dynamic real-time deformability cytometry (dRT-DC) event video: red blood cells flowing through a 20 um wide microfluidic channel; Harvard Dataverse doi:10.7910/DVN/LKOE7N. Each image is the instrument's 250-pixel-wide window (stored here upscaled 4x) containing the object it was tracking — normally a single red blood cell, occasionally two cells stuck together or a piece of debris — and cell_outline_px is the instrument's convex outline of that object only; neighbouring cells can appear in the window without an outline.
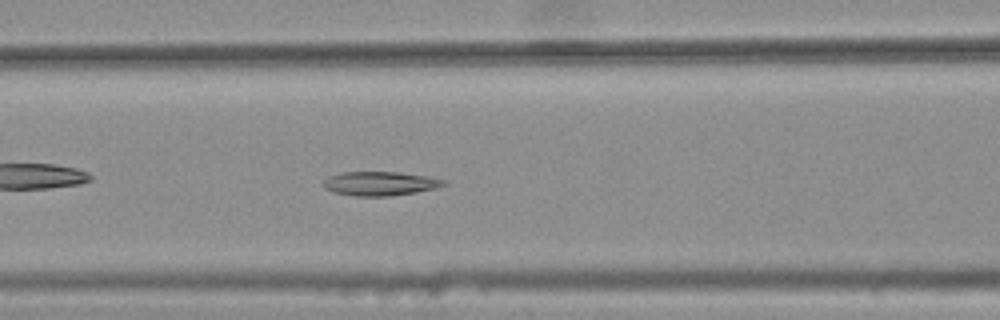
{"species": "common noctule bat (a hibernating species)", "species_latin": "Nyctalus noctula", "temperature_condition": "warm", "stored_images_in_passage": 29, "camera_frame_rate_fps": 3000, "um_per_image_px": 0.085, "animal": {"sex": "female", "body_mass_g": 25.1}, "frame": {"image": 1, "passage_image": 10, "time_ms": 3.0, "image_size_px": [1000, 320], "cell_outline_px": [[444, 184], [432, 188], [392, 196], [356, 196], [332, 192], [324, 188], [320, 184], [328, 176], [340, 172], [396, 172], [428, 176], [444, 180]], "centroid_in_image_um": [32.17, 15.59], "position_along_channel_um": 134.4, "area_um2": 16.7}}
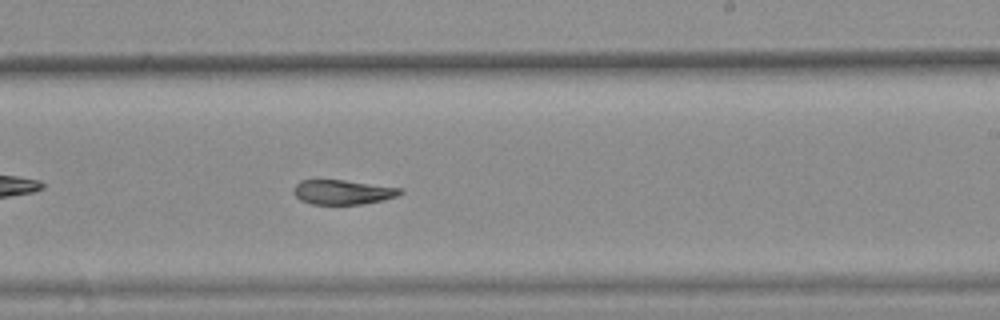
{"frame": {"image": 2, "passage_image": 20, "time_ms": 6.333, "image_size_px": [1000, 320], "cell_outline_px": [[404, 192], [396, 196], [384, 200], [360, 204], [312, 204], [300, 200], [292, 192], [292, 188], [300, 180], [344, 180], [400, 188]], "centroid_in_image_um": [29.09, 16.33], "position_along_channel_um": 259.9, "area_um2": 15.2}}
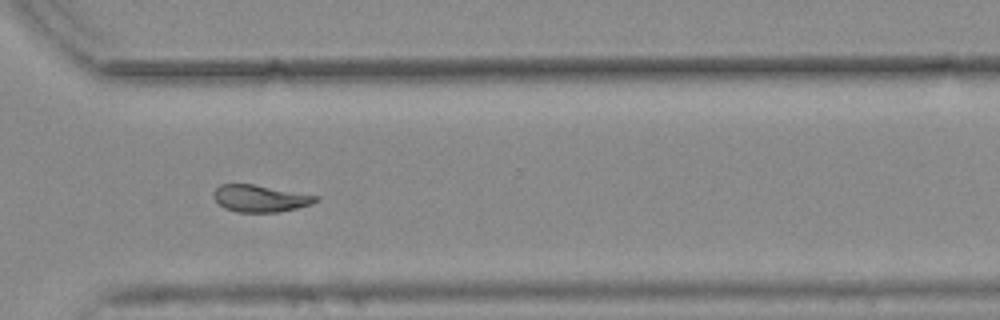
{"frame": {"image": 3, "passage_image": 27, "time_ms": 8.667, "image_size_px": [1000, 320], "cell_outline_px": [[320, 200], [312, 204], [296, 208], [276, 212], [236, 212], [224, 208], [212, 196], [212, 192], [220, 184], [252, 184], [320, 196]], "centroid_in_image_um": [22.11, 16.86], "position_along_channel_um": 348.5, "area_um2": 16.07}, "authors_computed_cell_mechanics": {"area_um2": 16.5886, "velocity_mm_per_s": 3.7762, "shape_relaxation_time_tau1_ms": null, "shape_relaxation_time_tau2_ms": 5.1314, "deformation_change_tau1": null, "deformation_change_tau2": 0.1136}}